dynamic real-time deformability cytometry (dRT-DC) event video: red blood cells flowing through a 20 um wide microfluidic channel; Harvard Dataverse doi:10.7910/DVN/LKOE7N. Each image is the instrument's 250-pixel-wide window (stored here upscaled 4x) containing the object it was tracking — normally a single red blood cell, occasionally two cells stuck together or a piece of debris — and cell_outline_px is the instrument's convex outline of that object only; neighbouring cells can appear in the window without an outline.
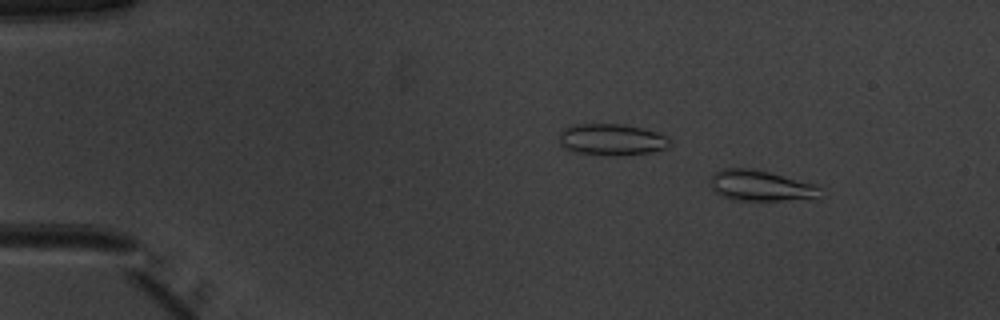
{"species": "common noctule bat (a hibernating species)", "species_latin": "Nyctalus noctula", "temperature_condition": "warm", "stored_images_in_passage": 51, "camera_frame_rate_fps": 3000, "um_per_image_px": 0.085, "animal": {"sex": "male", "body_mass_g": 20.1, "forearm_length_mm": 53.5}, "frame": {"image": 1, "passage_image": 6, "time_ms": 1.667, "image_size_px": [1000, 320], "cell_outline_px": [[820, 200], [740, 200], [720, 196], [712, 188], [712, 176], [720, 168], [752, 168], [816, 184], [820, 188]], "centroid_in_image_um": [64.74, 15.8], "position_along_channel_um": 20.3, "area_um2": 19.77}}
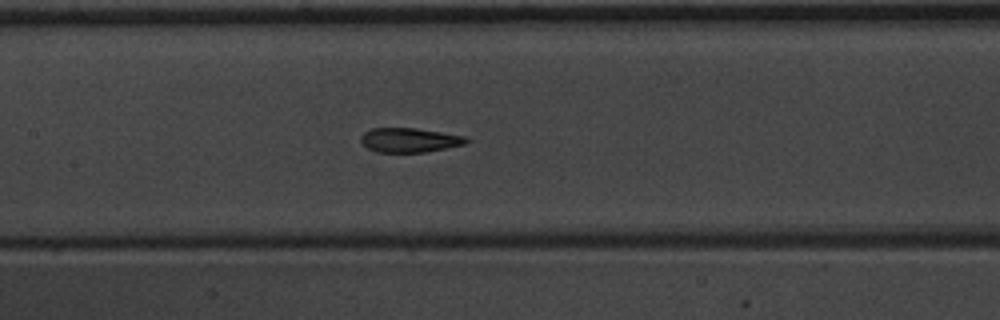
{"frame": {"image": 2, "passage_image": 25, "time_ms": 8.0, "image_size_px": [1000, 320], "cell_outline_px": [[472, 140], [464, 144], [424, 152], [376, 152], [368, 148], [360, 140], [360, 136], [364, 132], [372, 128], [416, 128], [464, 136]], "centroid_in_image_um": [34.79, 11.9], "position_along_channel_um": 172.6, "area_um2": 14.85}}
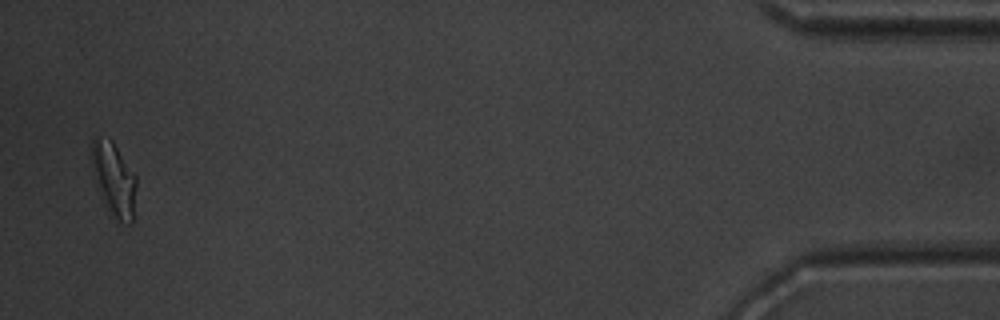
{"frame": {"image": 3, "passage_image": 50, "time_ms": 16.333, "image_size_px": [1000, 320], "cell_outline_px": [[136, 184], [132, 224], [128, 224], [116, 220], [108, 216], [96, 188], [92, 164], [92, 140], [112, 140], [136, 176]], "centroid_in_image_um": [9.68, 15.36], "position_along_channel_um": 425.5, "area_um2": 19.19}, "authors_computed_cell_mechanics": {"area_um2": 16.3574, "velocity_mm_per_s": 3.988, "shape_relaxation_time_tau1_ms": 2.9228, "shape_relaxation_time_tau2_ms": 1.4977, "deformation_change_tau1": 0.1606, "deformation_change_tau2": 0.0988}}